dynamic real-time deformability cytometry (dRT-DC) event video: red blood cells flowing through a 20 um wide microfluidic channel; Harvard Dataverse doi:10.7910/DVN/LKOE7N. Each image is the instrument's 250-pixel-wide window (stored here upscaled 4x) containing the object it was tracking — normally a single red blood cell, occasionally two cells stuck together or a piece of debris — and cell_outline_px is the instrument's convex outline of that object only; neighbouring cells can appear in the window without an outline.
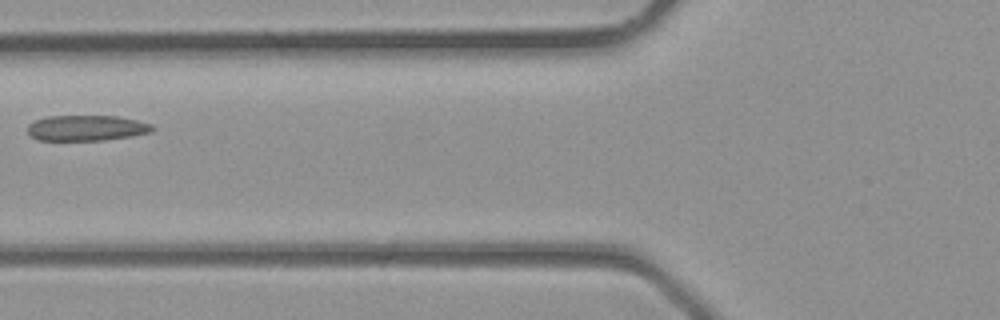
{"species": "common noctule bat (a hibernating species)", "species_latin": "Nyctalus noctula", "temperature_condition": "room temperature", "stored_images_in_passage": 4, "segment_of_instrument_passage": [1, 2], "camera_frame_rate_fps": 3000, "um_per_image_px": 0.085, "animal": {"sex": "male", "body_mass_g": 23.1, "forearm_length_mm": 52.7}, "frame": {"image": 1, "passage_image": 3, "time_ms": 0.667, "image_size_px": [1000, 320], "cell_outline_px": [[156, 128], [152, 132], [132, 136], [104, 140], [36, 140], [28, 132], [28, 124], [36, 120], [48, 116], [116, 116], [136, 120], [152, 124]], "centroid_in_image_um": [7.38, 10.88], "position_along_channel_um": 118.4, "area_um2": 18.61}}